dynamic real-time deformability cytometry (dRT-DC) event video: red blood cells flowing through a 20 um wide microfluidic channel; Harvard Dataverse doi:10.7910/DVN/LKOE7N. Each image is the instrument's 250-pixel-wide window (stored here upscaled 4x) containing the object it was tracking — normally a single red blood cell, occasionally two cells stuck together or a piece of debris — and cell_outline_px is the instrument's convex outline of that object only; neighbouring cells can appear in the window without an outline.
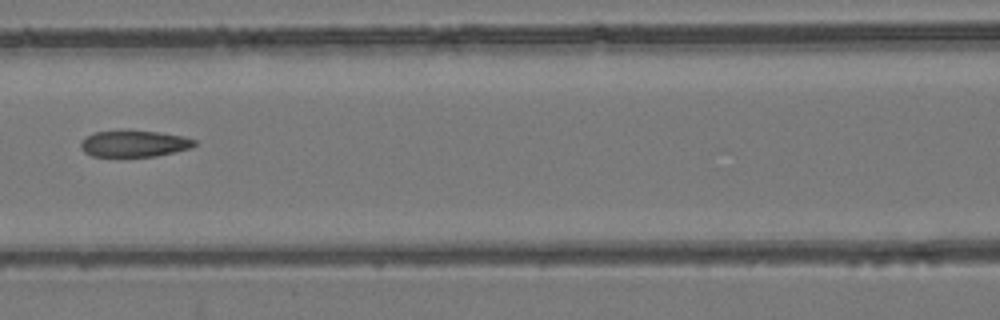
{"species": "common noctule bat (a hibernating species)", "species_latin": "Nyctalus noctula", "temperature_condition": "room temperature", "stored_images_in_passage": 6, "camera_frame_rate_fps": 3000, "um_per_image_px": 0.085, "animal": {"sex": "female", "body_mass_g": 24.6, "forearm_length_mm": 56.2}, "frame": {"image": 1, "passage_image": 6, "time_ms": 7.333, "image_size_px": [1000, 320], "cell_outline_px": [[196, 144], [192, 148], [156, 156], [92, 156], [84, 152], [80, 148], [80, 144], [88, 136], [96, 132], [124, 128], [160, 132], [184, 136], [196, 140]], "centroid_in_image_um": [11.42, 12.18], "position_along_channel_um": 155.2, "area_um2": 17.98}}